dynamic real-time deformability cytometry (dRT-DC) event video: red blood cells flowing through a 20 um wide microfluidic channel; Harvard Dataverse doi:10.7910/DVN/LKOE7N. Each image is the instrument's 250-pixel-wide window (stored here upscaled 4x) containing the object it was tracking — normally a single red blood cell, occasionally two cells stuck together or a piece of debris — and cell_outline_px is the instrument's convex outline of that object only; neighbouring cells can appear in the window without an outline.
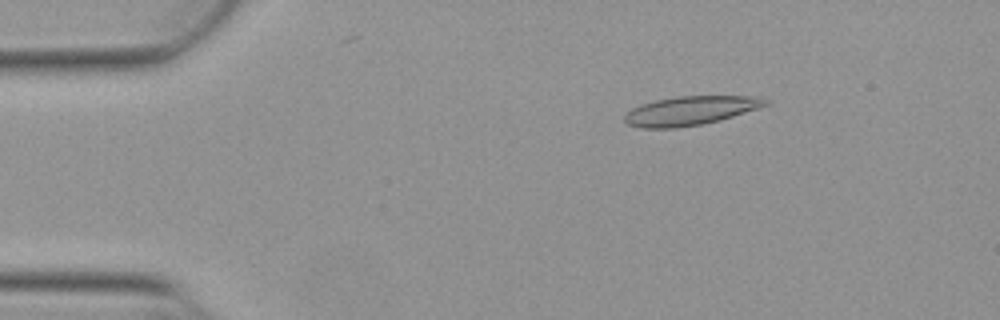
{"species": "Egyptian fruit bat (a non-hibernating species)", "species_latin": "Rousettus aegyptiacus", "temperature_condition": "warm", "stored_images_in_passage": 45, "camera_frame_rate_fps": 3000, "um_per_image_px": 0.085, "animal": {"sex": "female"}, "frame": {"image": 1, "passage_image": 1, "time_ms": 0.0, "image_size_px": [1000, 320], "cell_outline_px": [[768, 104], [720, 120], [700, 124], [676, 128], [640, 128], [628, 124], [624, 120], [624, 116], [632, 108], [640, 104], [656, 100], [676, 96], [760, 96], [768, 100]], "centroid_in_image_um": [58.64, 9.4], "position_along_channel_um": 26.4, "area_um2": 23.58}}
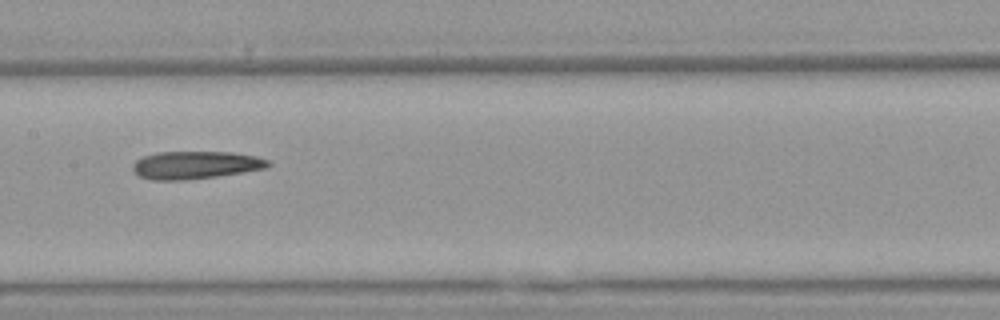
{"frame": {"image": 2, "passage_image": 19, "time_ms": 6.0, "image_size_px": [1000, 320], "cell_outline_px": [[272, 164], [268, 168], [244, 172], [216, 176], [184, 180], [152, 180], [140, 176], [132, 168], [132, 164], [136, 160], [144, 156], [156, 152], [232, 152], [256, 156], [268, 160]], "centroid_in_image_um": [16.64, 14.02], "position_along_channel_um": 190.8, "area_um2": 21.91}}
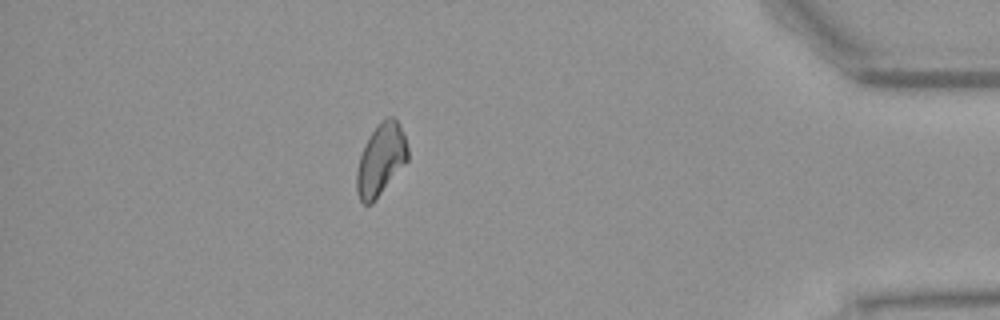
{"frame": {"image": 3, "passage_image": 39, "time_ms": 12.667, "image_size_px": [1000, 320], "cell_outline_px": [[408, 160], [372, 204], [364, 204], [360, 200], [356, 192], [356, 172], [360, 156], [364, 144], [372, 132], [388, 116], [392, 116], [400, 124], [408, 148]], "centroid_in_image_um": [32.36, 13.6], "position_along_channel_um": 402.8, "area_um2": 21.1}, "authors_computed_cell_mechanics": {"area_um2": 21.7328, "velocity_mm_per_s": 3.8577, "shape_relaxation_time_tau1_ms": null, "shape_relaxation_time_tau2_ms": 10.1938, "deformation_change_tau1": null, "deformation_change_tau2": 0.2178}}